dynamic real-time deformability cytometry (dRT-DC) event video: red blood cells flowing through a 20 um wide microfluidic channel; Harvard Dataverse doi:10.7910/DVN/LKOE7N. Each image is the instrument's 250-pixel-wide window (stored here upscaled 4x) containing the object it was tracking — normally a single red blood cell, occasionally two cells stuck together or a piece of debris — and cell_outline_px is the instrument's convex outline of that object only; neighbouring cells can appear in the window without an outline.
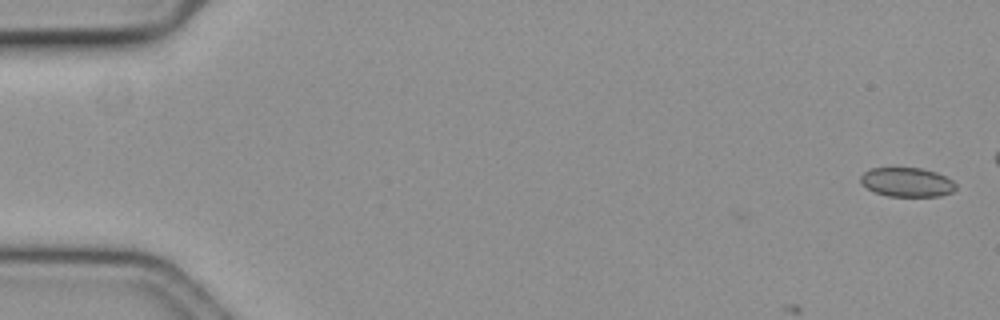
{"species": "common noctule bat (a hibernating species)", "species_latin": "Nyctalus noctula", "temperature_condition": "cold", "stored_images_in_passage": 3, "camera_frame_rate_fps": 3000, "um_per_image_px": 0.085, "animal": {"sex": "female", "body_mass_g": 19.3, "forearm_length_mm": 54.1}, "frame": {"image": 1, "passage_image": 1, "time_ms": 0.0, "image_size_px": [1000, 320], "cell_outline_px": [[956, 188], [952, 192], [940, 196], [888, 196], [876, 192], [868, 188], [860, 180], [860, 176], [864, 172], [872, 168], [920, 168], [936, 172], [952, 180], [956, 184]], "centroid_in_image_um": [77.11, 15.48], "position_along_channel_um": 7.9, "area_um2": 16.01}}